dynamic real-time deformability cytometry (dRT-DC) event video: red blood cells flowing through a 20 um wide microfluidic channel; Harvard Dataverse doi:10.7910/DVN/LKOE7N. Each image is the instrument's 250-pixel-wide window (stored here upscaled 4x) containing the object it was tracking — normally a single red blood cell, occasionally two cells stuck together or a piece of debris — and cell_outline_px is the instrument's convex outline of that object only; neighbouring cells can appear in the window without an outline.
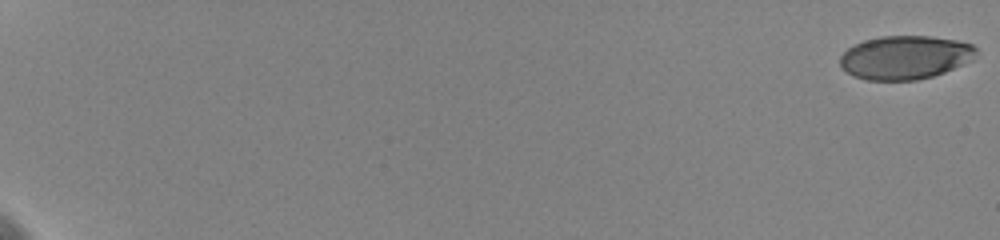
{"species": "human", "species_latin": "Homo sapiens", "temperature_condition": "cold", "stored_images_in_passage": 27, "camera_frame_rate_fps": 3000, "um_per_image_px": 0.085, "donor": {"sex": "female"}, "frame": {"image": 1, "passage_image": 1, "time_ms": 0.0, "image_size_px": [1000, 240], "cell_outline_px": [[976, 52], [972, 60], [944, 72], [932, 76], [916, 80], [868, 80], [856, 76], [848, 72], [840, 64], [840, 56], [848, 48], [864, 40], [880, 36], [928, 36], [956, 40], [972, 44], [976, 48]], "centroid_in_image_um": [76.94, 4.87], "position_along_channel_um": 8.1, "area_um2": 34.28}}
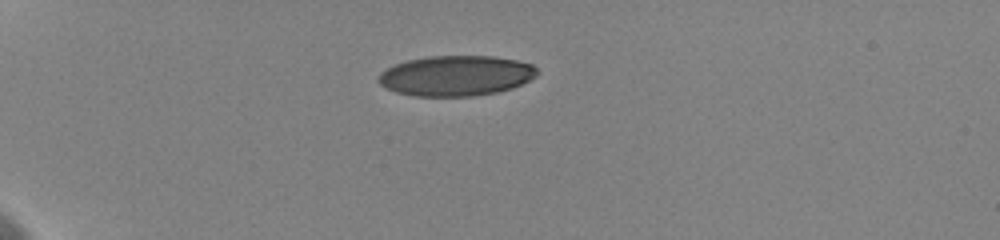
{"frame": {"image": 2, "passage_image": 20, "time_ms": 6.0, "image_size_px": [1000, 240], "cell_outline_px": [[540, 72], [536, 76], [512, 88], [496, 92], [472, 96], [412, 96], [396, 92], [380, 84], [376, 80], [380, 72], [396, 64], [408, 60], [428, 56], [492, 56], [516, 60], [532, 64]], "centroid_in_image_um": [38.75, 6.43], "position_along_channel_um": 46.2, "area_um2": 37.22}}